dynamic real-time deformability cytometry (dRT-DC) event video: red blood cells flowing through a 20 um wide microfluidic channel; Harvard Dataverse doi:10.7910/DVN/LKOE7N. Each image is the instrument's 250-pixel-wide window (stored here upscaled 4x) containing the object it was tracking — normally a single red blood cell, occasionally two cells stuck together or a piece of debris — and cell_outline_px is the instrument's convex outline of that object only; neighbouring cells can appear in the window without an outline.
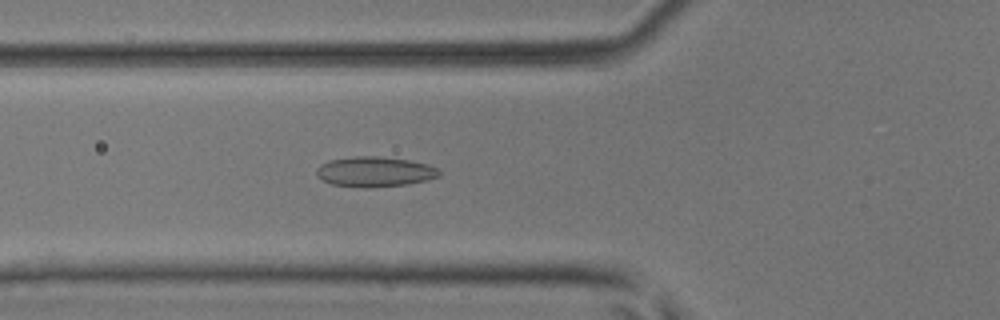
{"species": "common noctule bat (a hibernating species)", "species_latin": "Nyctalus noctula", "temperature_condition": "room temperature", "stored_images_in_passage": 50, "camera_frame_rate_fps": 3000, "um_per_image_px": 0.085, "animal": {"sex": "male", "body_mass_g": 17.9, "forearm_length_mm": 54.2}, "frame": {"image": 1, "passage_image": 19, "time_ms": 6.0, "image_size_px": [1000, 320], "cell_outline_px": [[440, 176], [408, 184], [368, 188], [364, 188], [332, 184], [316, 176], [316, 168], [320, 164], [328, 160], [352, 156], [376, 156], [408, 160], [428, 164], [440, 168]], "centroid_in_image_um": [31.84, 14.59], "position_along_channel_um": 94.0, "area_um2": 21.68}}
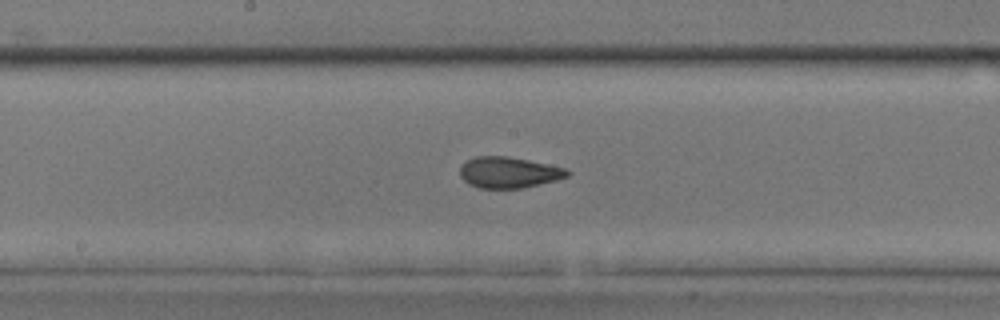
{"frame": {"image": 2, "passage_image": 27, "time_ms": 8.667, "image_size_px": [1000, 320], "cell_outline_px": [[572, 172], [568, 176], [556, 180], [524, 188], [480, 188], [468, 184], [460, 176], [460, 164], [476, 156], [508, 156], [528, 160], [564, 168]], "centroid_in_image_um": [43.22, 14.66], "position_along_channel_um": 205.0, "area_um2": 19.42}}
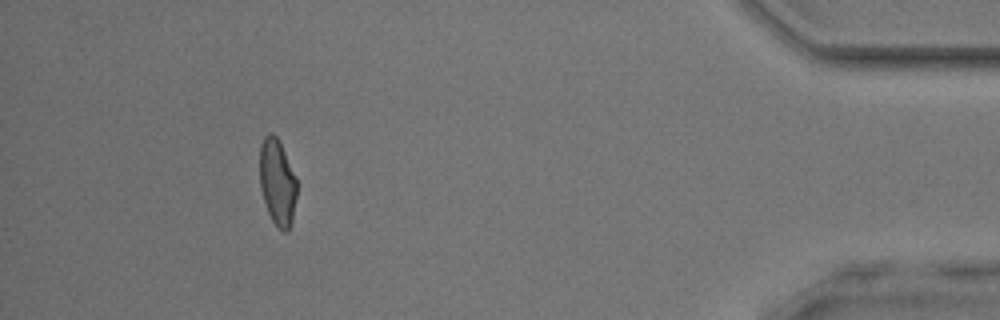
{"frame": {"image": 3, "passage_image": 46, "time_ms": 15.0, "image_size_px": [1000, 320], "cell_outline_px": [[296, 196], [292, 220], [288, 232], [284, 232], [272, 220], [268, 212], [260, 188], [260, 144], [264, 136], [268, 132], [272, 132], [276, 136], [296, 176]], "centroid_in_image_um": [23.56, 15.47], "position_along_channel_um": 411.6, "area_um2": 18.5}, "authors_computed_cell_mechanics": {"area_um2": 19.7965, "velocity_mm_per_s": 4.1748, "shape_relaxation_time_tau1_ms": 6.9291, "shape_relaxation_time_tau2_ms": 1.2156, "deformation_change_tau1": 0.1682, "deformation_change_tau2": 0.0709}}